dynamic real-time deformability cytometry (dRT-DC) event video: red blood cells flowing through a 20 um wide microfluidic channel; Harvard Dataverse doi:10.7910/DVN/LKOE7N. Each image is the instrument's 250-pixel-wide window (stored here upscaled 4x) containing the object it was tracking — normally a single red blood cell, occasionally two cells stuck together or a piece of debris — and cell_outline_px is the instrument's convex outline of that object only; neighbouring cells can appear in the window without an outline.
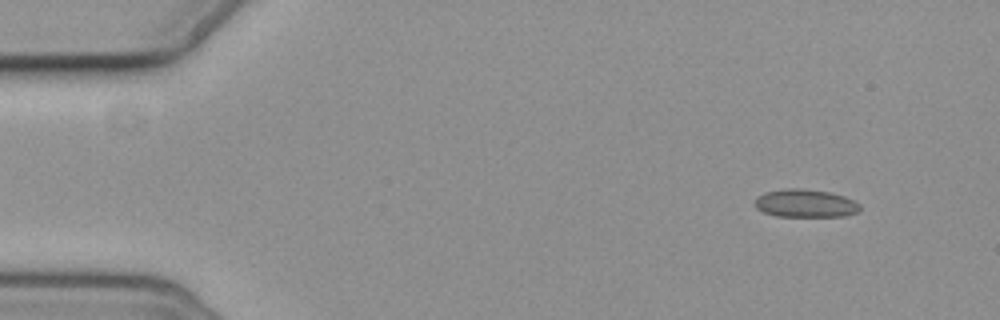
{"species": "common noctule bat (a hibernating species)", "species_latin": "Nyctalus noctula", "temperature_condition": "cold", "stored_images_in_passage": 4, "camera_frame_rate_fps": 3000, "um_per_image_px": 0.085, "animal": {"sex": "female", "body_mass_g": 19.3, "forearm_length_mm": 54.1}, "frame": {"image": 1, "passage_image": 1, "time_ms": 0.0, "image_size_px": [1000, 320], "cell_outline_px": [[860, 212], [844, 216], [776, 216], [764, 212], [756, 208], [752, 204], [756, 196], [764, 192], [788, 188], [800, 188], [828, 192], [844, 196], [860, 204]], "centroid_in_image_um": [68.42, 17.28], "position_along_channel_um": 16.6, "area_um2": 17.28}}
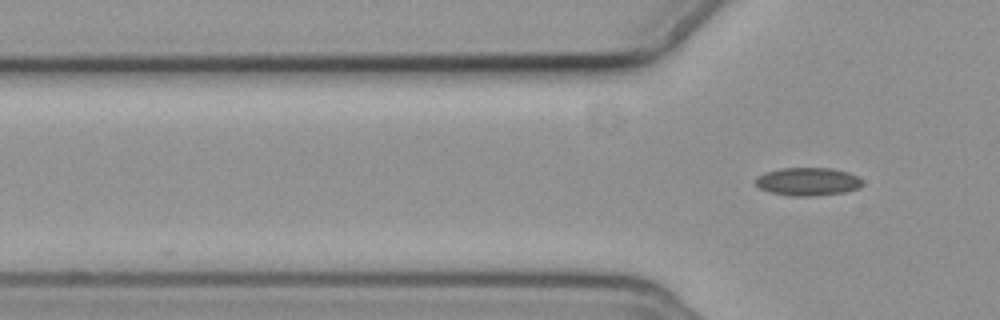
{"frame": {"image": 2, "passage_image": 4, "time_ms": 4.0, "image_size_px": [1000, 320], "cell_outline_px": [[860, 188], [844, 192], [812, 196], [792, 196], [768, 192], [760, 188], [756, 184], [756, 176], [764, 172], [780, 168], [832, 168], [848, 172], [856, 176], [860, 180]], "centroid_in_image_um": [68.61, 15.43], "position_along_channel_um": 57.2, "area_um2": 17.46}}